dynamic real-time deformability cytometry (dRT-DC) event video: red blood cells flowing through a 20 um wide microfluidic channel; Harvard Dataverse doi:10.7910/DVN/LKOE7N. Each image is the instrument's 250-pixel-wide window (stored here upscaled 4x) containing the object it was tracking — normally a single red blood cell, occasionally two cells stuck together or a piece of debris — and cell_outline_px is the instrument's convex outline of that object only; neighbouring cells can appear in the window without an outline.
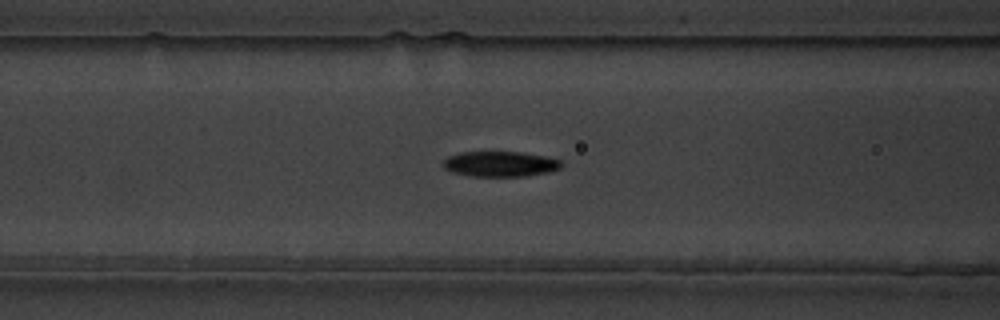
{"species": "common noctule bat (a hibernating species)", "species_latin": "Nyctalus noctula", "temperature_condition": "warm", "stored_images_in_passage": 32, "camera_frame_rate_fps": 3000, "um_per_image_px": 0.085, "animal": {"sex": "male", "body_mass_g": 19.5, "forearm_length_mm": 54.6}, "frame": {"image": 1, "passage_image": 9, "time_ms": 2.667, "image_size_px": [1000, 320], "cell_outline_px": [[564, 164], [560, 168], [548, 172], [524, 176], [472, 176], [452, 172], [444, 168], [440, 164], [448, 156], [460, 152], [520, 152], [544, 156], [560, 160]], "centroid_in_image_um": [42.49, 13.93], "position_along_channel_um": 124.1, "area_um2": 17.46}}
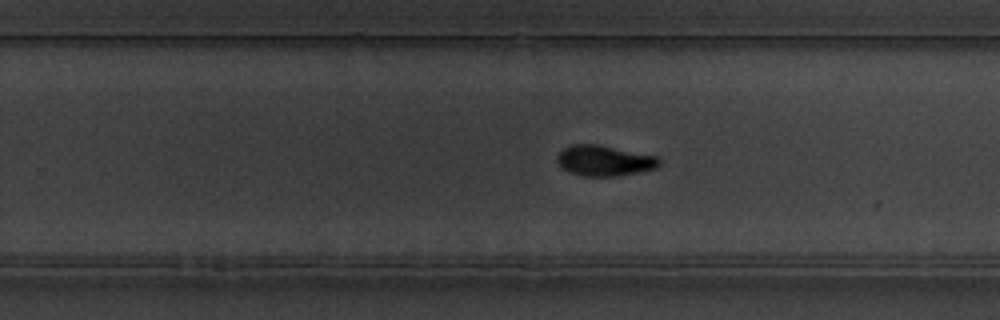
{"frame": {"image": 2, "passage_image": 22, "time_ms": 7.0, "image_size_px": [1000, 320], "cell_outline_px": [[660, 164], [656, 168], [616, 176], [584, 176], [568, 172], [556, 160], [556, 156], [564, 148], [572, 144], [600, 144], [660, 156]], "centroid_in_image_um": [51.39, 13.63], "position_along_channel_um": 278.4, "area_um2": 18.32}}
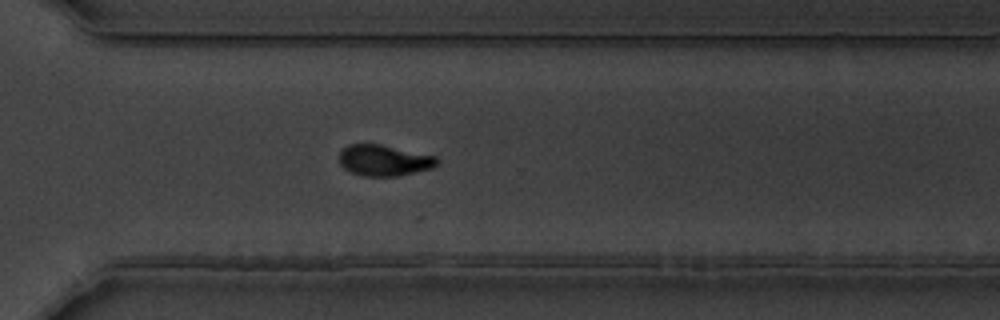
{"frame": {"image": 3, "passage_image": 27, "time_ms": 8.667, "image_size_px": [1000, 320], "cell_outline_px": [[440, 164], [432, 168], [396, 176], [364, 176], [352, 172], [344, 168], [340, 164], [340, 152], [348, 144], [380, 144], [436, 156], [440, 160]], "centroid_in_image_um": [32.68, 13.63], "position_along_channel_um": 337.9, "area_um2": 17.63}}